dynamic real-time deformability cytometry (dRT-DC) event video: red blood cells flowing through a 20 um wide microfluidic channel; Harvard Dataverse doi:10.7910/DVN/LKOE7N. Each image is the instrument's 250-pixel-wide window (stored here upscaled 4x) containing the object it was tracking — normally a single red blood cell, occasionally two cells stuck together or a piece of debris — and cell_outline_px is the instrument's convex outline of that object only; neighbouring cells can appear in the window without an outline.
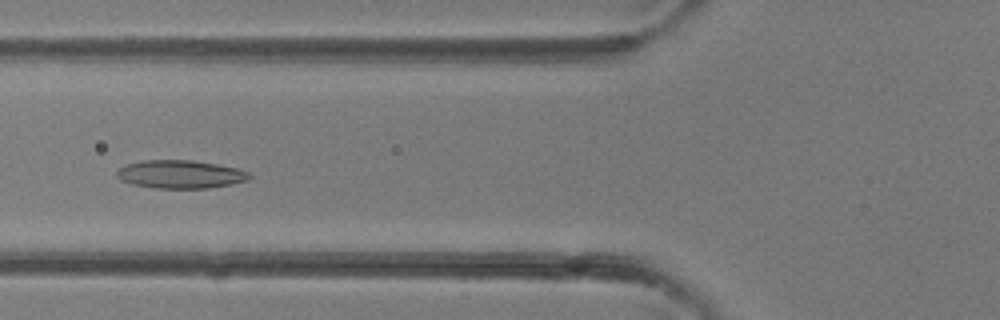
{"species": "common noctule bat (a hibernating species)", "species_latin": "Nyctalus noctula", "temperature_condition": "room temperature", "stored_images_in_passage": 41, "camera_frame_rate_fps": 3000, "um_per_image_px": 0.085, "animal": {"sex": "female"}, "frame": {"image": 1, "passage_image": 16, "time_ms": 5.0, "image_size_px": [1000, 320], "cell_outline_px": [[252, 176], [248, 180], [232, 184], [208, 188], [156, 188], [132, 184], [120, 180], [116, 176], [116, 172], [124, 164], [144, 160], [192, 160], [216, 164], [236, 168], [248, 172]], "centroid_in_image_um": [15.31, 14.81], "position_along_channel_um": 110.5, "area_um2": 21.79}}
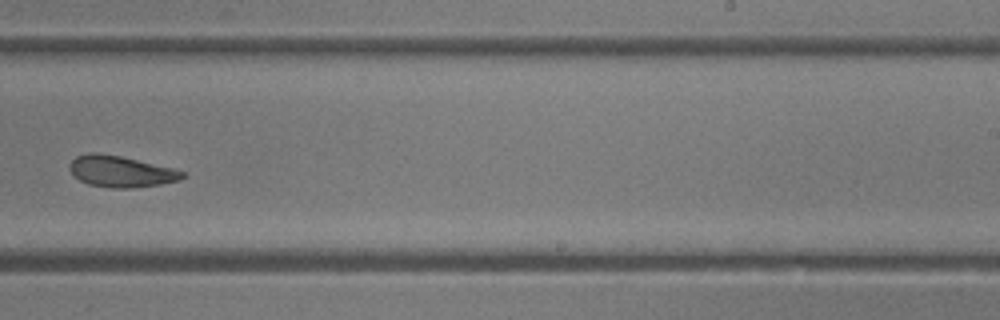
{"frame": {"image": 2, "passage_image": 26, "time_ms": 8.333, "image_size_px": [1000, 320], "cell_outline_px": [[188, 176], [180, 180], [160, 184], [132, 188], [112, 188], [88, 184], [80, 180], [68, 168], [68, 164], [76, 156], [92, 152], [96, 152], [120, 156], [172, 168], [184, 172]], "centroid_in_image_um": [10.27, 14.57], "position_along_channel_um": 278.7, "area_um2": 20.46}}
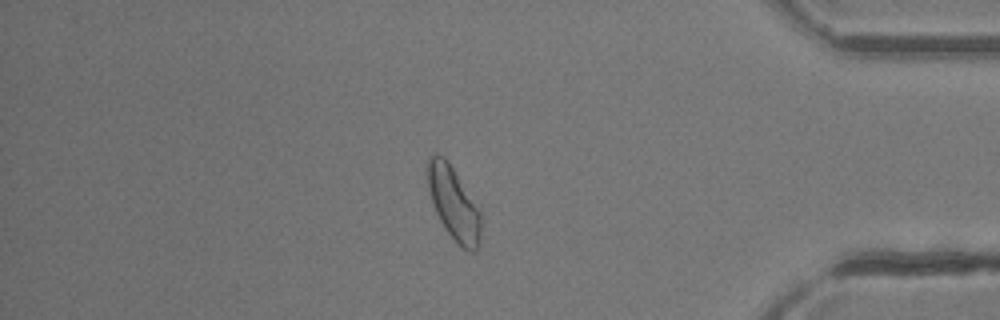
{"frame": {"image": 3, "passage_image": 35, "time_ms": 11.333, "image_size_px": [1000, 320], "cell_outline_px": [[480, 240], [476, 252], [468, 252], [444, 228], [436, 212], [428, 188], [428, 156], [436, 152], [444, 156], [448, 160], [480, 208]], "centroid_in_image_um": [38.57, 17.25], "position_along_channel_um": 396.6, "area_um2": 22.66}}